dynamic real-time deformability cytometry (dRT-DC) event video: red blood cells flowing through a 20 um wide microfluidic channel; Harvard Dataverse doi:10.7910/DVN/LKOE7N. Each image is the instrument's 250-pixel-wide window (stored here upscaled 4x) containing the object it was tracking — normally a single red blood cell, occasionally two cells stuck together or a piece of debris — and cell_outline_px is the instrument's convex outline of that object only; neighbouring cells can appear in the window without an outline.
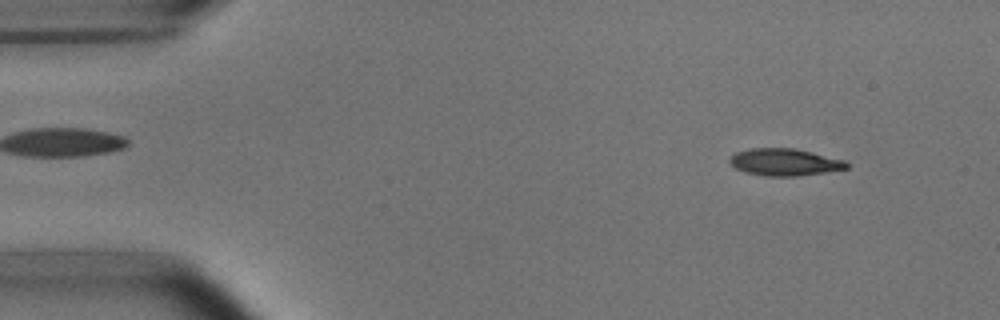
{"species": "common noctule bat (a hibernating species)", "species_latin": "Nyctalus noctula", "temperature_condition": "room temperature", "stored_images_in_passage": 4, "camera_frame_rate_fps": 3000, "um_per_image_px": 0.085, "animal": {"sex": "male", "body_mass_g": 15.6}, "frame": {"image": 1, "passage_image": 1, "time_ms": 0.0, "image_size_px": [1000, 320], "cell_outline_px": [[848, 168], [824, 172], [796, 176], [764, 176], [744, 172], [736, 168], [728, 160], [736, 152], [748, 148], [792, 148], [812, 152], [844, 160], [848, 164]], "centroid_in_image_um": [66.66, 13.78], "position_along_channel_um": 18.3, "area_um2": 18.32}}
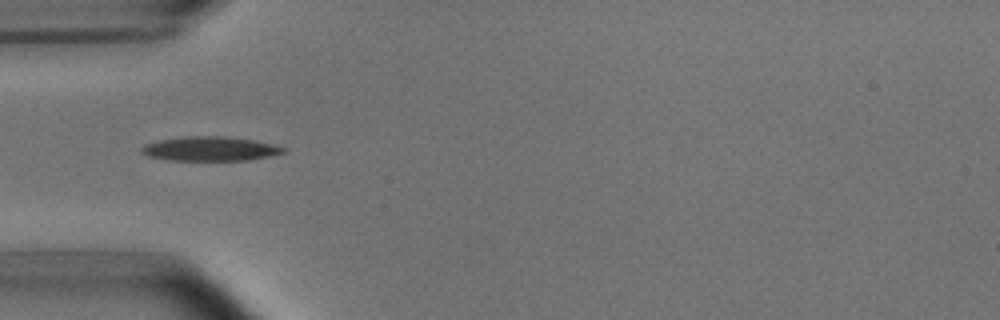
{"frame": {"image": 2, "passage_image": 4, "time_ms": 3.667, "image_size_px": [1000, 320], "cell_outline_px": [[284, 152], [268, 156], [248, 160], [172, 160], [148, 156], [140, 152], [140, 148], [144, 144], [160, 140], [184, 136], [220, 136], [252, 140], [272, 144], [284, 148]], "centroid_in_image_um": [17.79, 12.64], "position_along_channel_um": 67.2, "area_um2": 19.77}}